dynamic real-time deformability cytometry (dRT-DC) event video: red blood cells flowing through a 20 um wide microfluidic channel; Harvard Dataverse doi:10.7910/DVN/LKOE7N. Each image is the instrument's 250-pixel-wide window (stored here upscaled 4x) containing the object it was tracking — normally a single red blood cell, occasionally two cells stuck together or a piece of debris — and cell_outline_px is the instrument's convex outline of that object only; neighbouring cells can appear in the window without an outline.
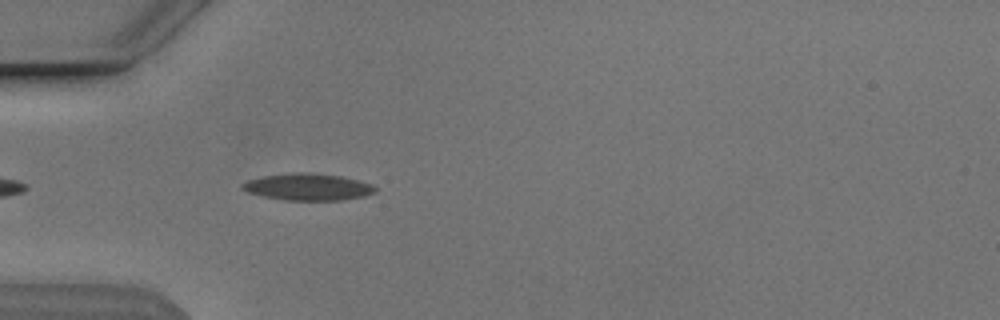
{"species": "Egyptian fruit bat (a non-hibernating species)", "species_latin": "Rousettus aegyptiacus", "temperature_condition": "cold", "stored_images_in_passage": 23, "camera_frame_rate_fps": 3000, "um_per_image_px": 0.085, "animal": {"sex": "male"}, "frame": {"image": 1, "passage_image": 3, "time_ms": 0.667, "image_size_px": [1000, 320], "cell_outline_px": [[376, 192], [364, 196], [340, 200], [284, 200], [264, 196], [248, 192], [240, 188], [240, 184], [248, 180], [264, 176], [292, 172], [308, 172], [340, 176], [372, 184], [376, 188]], "centroid_in_image_um": [26.15, 15.88], "position_along_channel_um": 58.8, "area_um2": 20.69}}
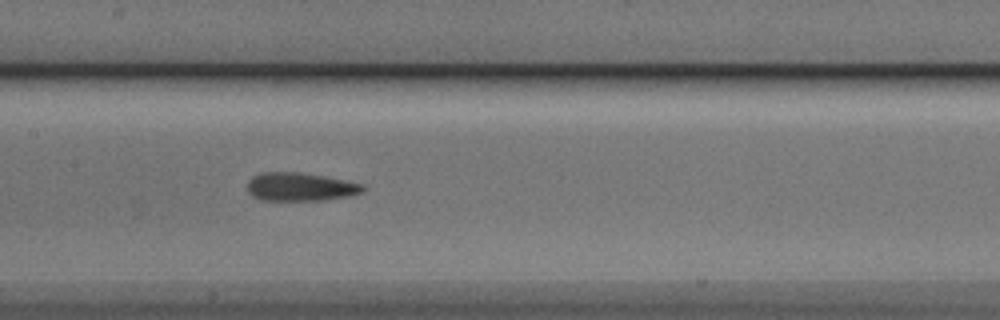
{"frame": {"image": 2, "passage_image": 13, "time_ms": 4.0, "image_size_px": [1000, 320], "cell_outline_px": [[364, 188], [360, 192], [348, 196], [320, 200], [260, 200], [252, 196], [248, 192], [248, 180], [252, 176], [260, 172], [300, 172], [324, 176], [364, 184]], "centroid_in_image_um": [25.46, 15.87], "position_along_channel_um": 181.9, "area_um2": 19.02}}
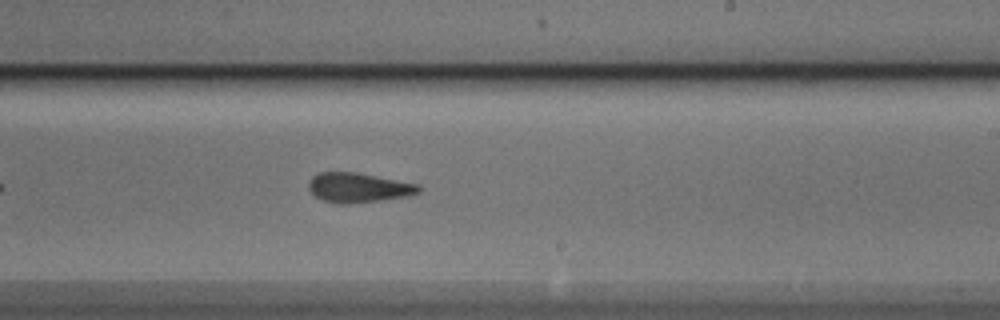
{"frame": {"image": 3, "passage_image": 19, "time_ms": 6.0, "image_size_px": [1000, 320], "cell_outline_px": [[420, 192], [408, 196], [352, 204], [340, 204], [324, 200], [316, 196], [308, 188], [308, 184], [312, 176], [320, 172], [356, 172], [420, 184]], "centroid_in_image_um": [30.48, 15.94], "position_along_channel_um": 258.5, "area_um2": 19.02}}